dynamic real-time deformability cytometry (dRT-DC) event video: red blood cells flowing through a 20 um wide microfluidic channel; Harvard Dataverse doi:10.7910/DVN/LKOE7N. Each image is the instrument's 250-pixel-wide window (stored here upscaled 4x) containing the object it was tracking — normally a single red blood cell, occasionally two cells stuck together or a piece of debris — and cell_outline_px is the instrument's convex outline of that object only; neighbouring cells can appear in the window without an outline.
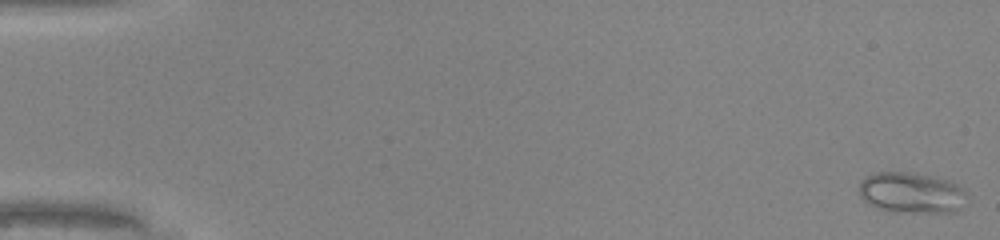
{"species": "common noctule bat (a hibernating species)", "species_latin": "Nyctalus noctula", "temperature_condition": "warm", "stored_images_in_passage": 49, "camera_frame_rate_fps": 3000, "um_per_image_px": 0.085, "animal": {"sex": "male", "body_mass_g": 20.0, "forearm_length_mm": 53.3}, "frame": {"image": 1, "passage_image": 1, "time_ms": 0.0, "image_size_px": [1000, 240], "cell_outline_px": [[968, 204], [956, 212], [892, 212], [868, 204], [860, 196], [860, 180], [876, 172], [912, 172], [932, 176], [948, 180], [964, 188], [968, 196]], "centroid_in_image_um": [77.54, 16.39], "position_along_channel_um": 7.5, "area_um2": 26.07}}
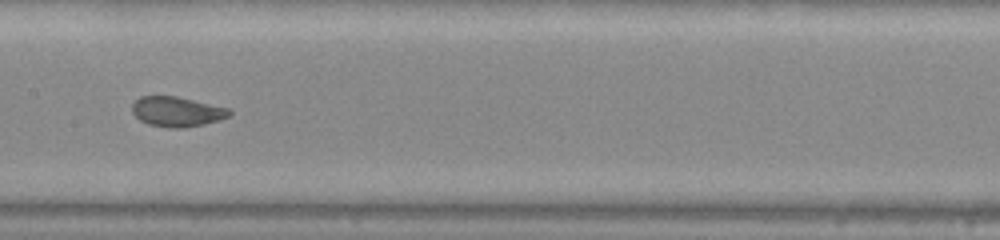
{"frame": {"image": 2, "passage_image": 26, "time_ms": 8.333, "image_size_px": [1000, 240], "cell_outline_px": [[232, 112], [228, 116], [220, 120], [204, 124], [184, 128], [172, 128], [148, 124], [140, 120], [132, 112], [132, 104], [140, 96], [176, 96], [228, 108]], "centroid_in_image_um": [15.03, 9.49], "position_along_channel_um": 192.4, "area_um2": 16.88}}
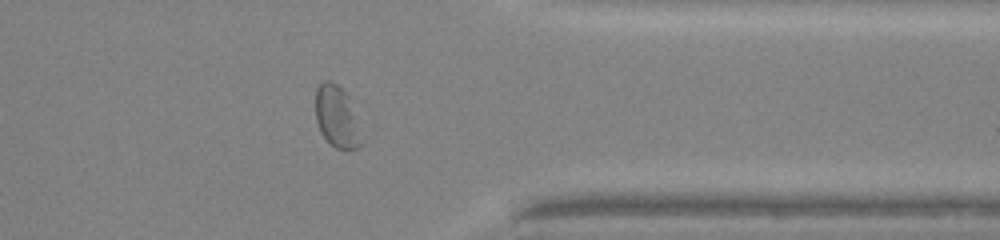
{"frame": {"image": 3, "passage_image": 40, "time_ms": 13.0, "image_size_px": [1000, 240], "cell_outline_px": [[360, 144], [356, 148], [336, 148], [320, 132], [316, 120], [316, 88], [324, 80], [328, 80], [336, 84], [348, 96]], "centroid_in_image_um": [28.53, 9.87], "position_along_channel_um": 382.9, "area_um2": 15.32}}